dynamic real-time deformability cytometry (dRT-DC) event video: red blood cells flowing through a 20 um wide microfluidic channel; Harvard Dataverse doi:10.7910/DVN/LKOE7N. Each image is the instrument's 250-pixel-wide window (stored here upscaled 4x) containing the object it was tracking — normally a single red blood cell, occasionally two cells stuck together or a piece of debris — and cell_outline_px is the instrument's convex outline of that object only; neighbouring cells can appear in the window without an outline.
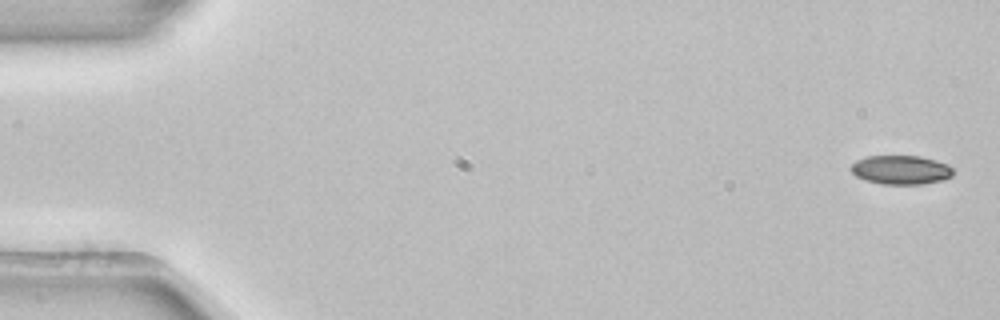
{"species": "common noctule bat (a hibernating species)", "species_latin": "Nyctalus noctula", "temperature_condition": "room temperature", "stored_images_in_passage": 5, "camera_frame_rate_fps": 3000, "um_per_image_px": 0.085, "animal": {"sex": "female", "body_mass_g": 22.7, "forearm_length_mm": 54.2}, "frame": {"image": 1, "passage_image": 1, "time_ms": 0.0, "image_size_px": [1000, 320], "cell_outline_px": [[952, 176], [944, 180], [920, 184], [884, 184], [868, 180], [856, 176], [848, 168], [856, 160], [868, 156], [920, 156], [936, 160], [948, 164], [952, 168]], "centroid_in_image_um": [76.58, 14.43], "position_along_channel_um": 8.4, "area_um2": 17.22}}